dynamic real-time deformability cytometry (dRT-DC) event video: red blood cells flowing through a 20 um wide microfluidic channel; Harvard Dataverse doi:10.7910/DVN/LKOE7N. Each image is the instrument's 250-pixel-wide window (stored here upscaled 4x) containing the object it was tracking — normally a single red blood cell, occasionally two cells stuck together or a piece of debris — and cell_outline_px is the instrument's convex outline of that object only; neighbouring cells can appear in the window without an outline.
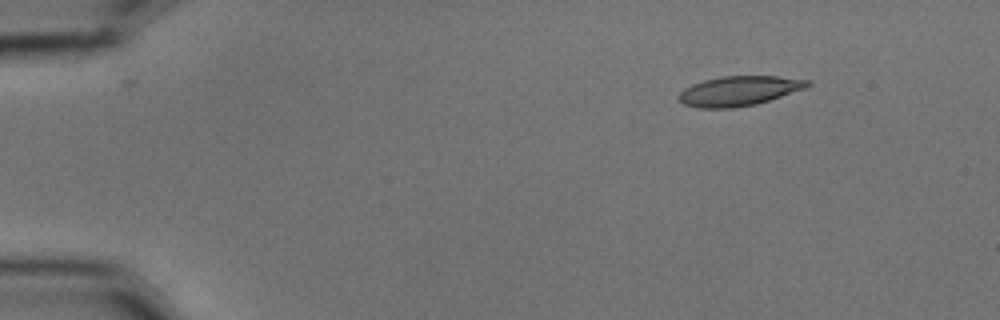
{"species": "common noctule bat (a hibernating species)", "species_latin": "Nyctalus noctula", "temperature_condition": "cold", "stored_images_in_passage": 5, "camera_frame_rate_fps": 3000, "um_per_image_px": 0.085, "animal": {"sex": "male", "body_mass_g": 15.6}, "frame": {"image": 1, "passage_image": 2, "time_ms": 0.333, "image_size_px": [1000, 320], "cell_outline_px": [[812, 84], [804, 88], [756, 104], [732, 108], [696, 108], [684, 104], [676, 96], [684, 88], [692, 84], [704, 80], [720, 76], [776, 76], [812, 80]], "centroid_in_image_um": [62.78, 7.72], "position_along_channel_um": 22.2, "area_um2": 22.25}}
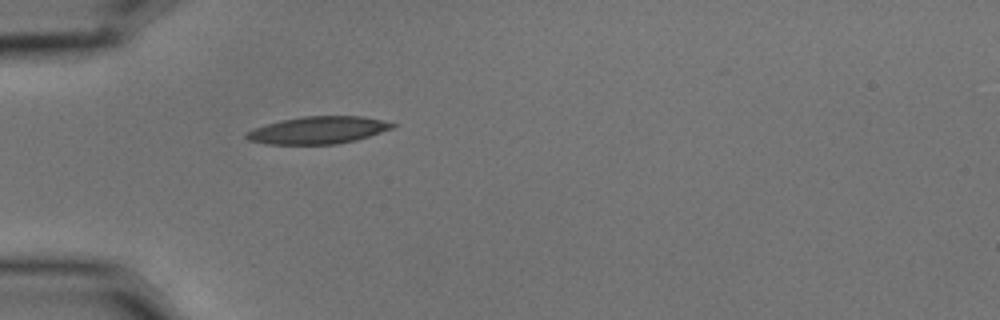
{"frame": {"image": 2, "passage_image": 5, "time_ms": 1.333, "image_size_px": [1000, 320], "cell_outline_px": [[396, 124], [392, 128], [356, 140], [336, 144], [268, 144], [248, 140], [244, 136], [244, 132], [252, 128], [284, 120], [304, 116], [364, 116]], "centroid_in_image_um": [26.99, 11.06], "position_along_channel_um": 58.0, "area_um2": 23.0}}